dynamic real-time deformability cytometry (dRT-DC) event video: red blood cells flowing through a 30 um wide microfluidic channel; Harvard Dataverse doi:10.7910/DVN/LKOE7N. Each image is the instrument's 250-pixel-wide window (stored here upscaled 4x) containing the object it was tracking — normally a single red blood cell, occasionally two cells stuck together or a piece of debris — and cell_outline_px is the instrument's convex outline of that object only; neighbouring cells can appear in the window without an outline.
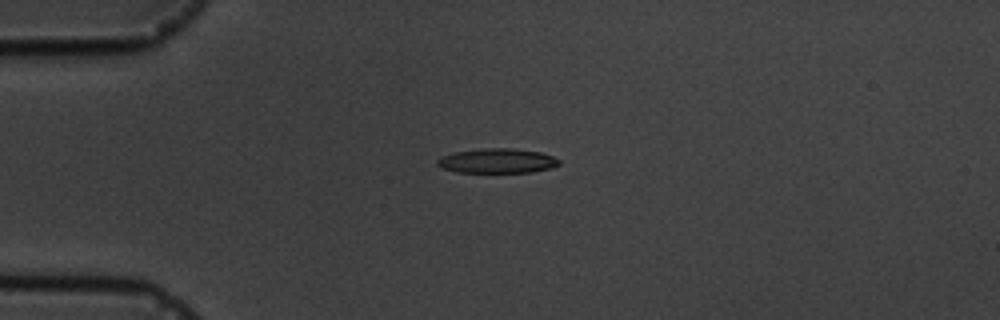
{"species": "common noctule bat (a hibernating species)", "species_latin": "Nyctalus noctula", "temperature_condition": "cold", "stored_images_in_passage": 5, "camera_frame_rate_fps": 3000, "um_per_image_px": 0.085, "animal": {"sex": "male", "body_mass_g": 19.5, "forearm_length_mm": 54.6}, "frame": {"image": 1, "passage_image": 4, "time_ms": 3.333, "image_size_px": [1000, 320], "cell_outline_px": [[560, 164], [552, 168], [532, 172], [456, 172], [440, 168], [436, 164], [436, 160], [440, 156], [456, 152], [488, 148], [512, 148], [540, 152], [552, 156], [560, 160]], "centroid_in_image_um": [42.25, 13.68], "position_along_channel_um": 42.7, "area_um2": 17.51}}